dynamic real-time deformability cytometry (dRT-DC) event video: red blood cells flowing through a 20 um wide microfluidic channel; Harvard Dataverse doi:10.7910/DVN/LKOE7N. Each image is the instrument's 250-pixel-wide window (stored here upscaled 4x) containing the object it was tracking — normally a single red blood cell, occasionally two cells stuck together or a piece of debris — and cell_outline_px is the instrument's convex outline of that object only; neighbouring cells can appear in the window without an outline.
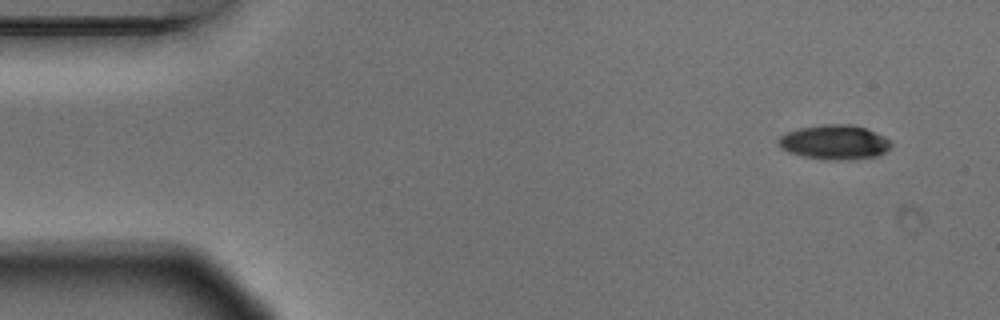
{"species": "Egyptian fruit bat (a non-hibernating species)", "species_latin": "Rousettus aegyptiacus", "temperature_condition": "warm", "stored_images_in_passage": 4, "camera_frame_rate_fps": 3000, "um_per_image_px": 0.085, "animal": {"sex": "male"}, "frame": {"image": 1, "passage_image": 1, "time_ms": 0.0, "image_size_px": [1000, 320], "cell_outline_px": [[892, 144], [880, 156], [848, 160], [824, 160], [804, 156], [788, 152], [780, 148], [776, 144], [776, 140], [784, 132], [800, 128], [820, 124], [852, 124], [864, 128], [884, 136], [892, 140]], "centroid_in_image_um": [70.9, 12.09], "position_along_channel_um": 14.1, "area_um2": 23.06}}
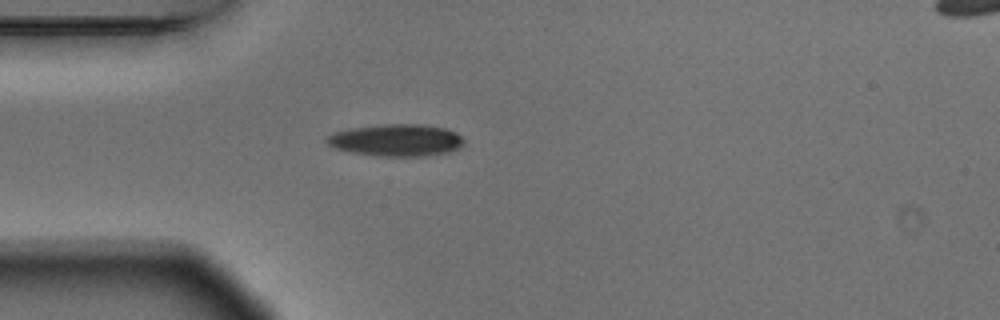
{"frame": {"image": 2, "passage_image": 4, "time_ms": 1.0, "image_size_px": [1000, 320], "cell_outline_px": [[464, 144], [460, 148], [448, 152], [424, 156], [376, 156], [352, 152], [332, 148], [324, 140], [332, 132], [352, 128], [388, 124], [420, 124], [444, 128], [456, 132], [464, 140]], "centroid_in_image_um": [33.67, 11.92], "position_along_channel_um": 51.3, "area_um2": 25.66}}